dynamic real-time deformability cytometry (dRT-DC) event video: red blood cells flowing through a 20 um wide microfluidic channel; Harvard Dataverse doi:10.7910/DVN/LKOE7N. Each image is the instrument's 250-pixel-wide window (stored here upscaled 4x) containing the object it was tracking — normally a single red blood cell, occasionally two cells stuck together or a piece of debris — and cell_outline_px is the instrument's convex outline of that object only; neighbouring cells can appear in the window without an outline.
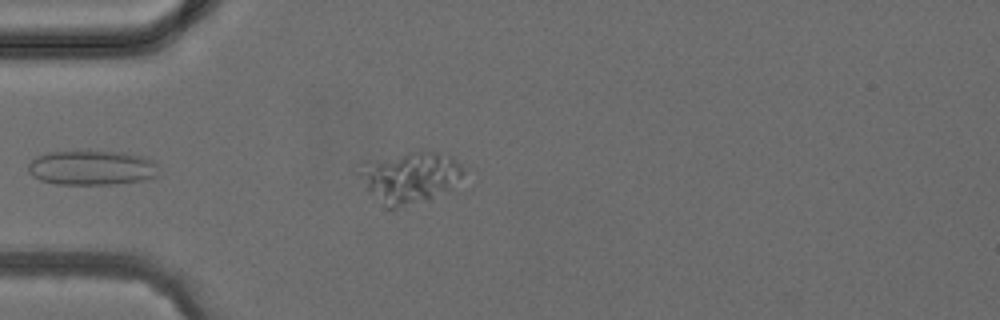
{"species": "common noctule bat (a hibernating species)", "species_latin": "Nyctalus noctula", "temperature_condition": "cold", "stored_images_in_passage": 4, "camera_frame_rate_fps": 3000, "um_per_image_px": 0.085, "animal": {"sex": "female", "body_mass_g": 24.6, "forearm_length_mm": 56.2}, "frame": {"image": 1, "passage_image": 4, "time_ms": 3.667, "image_size_px": [1000, 320], "cell_outline_px": [[464, 172], [452, 188], [428, 200], [396, 208], [388, 208], [368, 188], [360, 164], [368, 160], [408, 152], [436, 152], [452, 156], [464, 168]], "centroid_in_image_um": [34.93, 15.05], "position_along_channel_um": 50.1, "area_um2": 30.17}}